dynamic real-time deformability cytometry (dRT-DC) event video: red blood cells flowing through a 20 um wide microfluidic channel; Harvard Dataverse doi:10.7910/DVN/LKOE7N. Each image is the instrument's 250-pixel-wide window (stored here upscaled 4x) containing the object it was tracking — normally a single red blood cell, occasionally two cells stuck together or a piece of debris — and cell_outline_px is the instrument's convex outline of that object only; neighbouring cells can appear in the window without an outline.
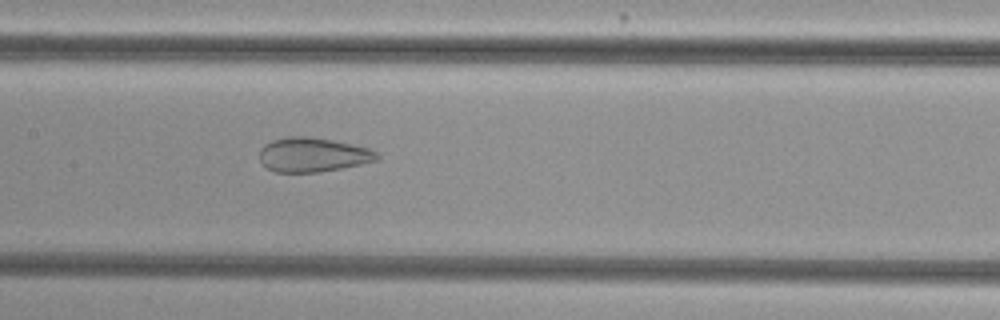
{"species": "common noctule bat (a hibernating species)", "species_latin": "Nyctalus noctula", "temperature_condition": "cold", "stored_images_in_passage": 40, "camera_frame_rate_fps": 3000, "um_per_image_px": 0.085, "animal": {"sex": "female", "body_mass_g": 29.2, "forearm_length_mm": 56.3}, "frame": {"image": 1, "passage_image": 13, "time_ms": 4.0, "image_size_px": [1000, 320], "cell_outline_px": [[380, 156], [376, 160], [360, 164], [320, 172], [276, 172], [268, 168], [260, 160], [260, 148], [264, 144], [272, 140], [288, 136], [308, 136], [332, 140], [352, 144], [368, 148], [376, 152]], "centroid_in_image_um": [26.57, 13.14], "position_along_channel_um": 180.8, "area_um2": 23.35}}
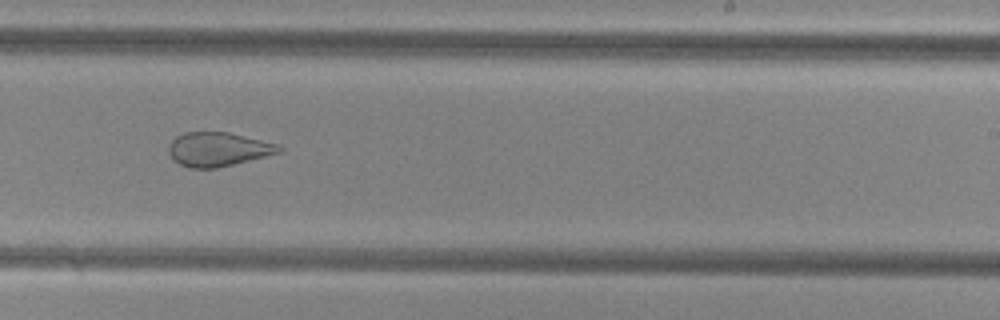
{"frame": {"image": 2, "passage_image": 20, "time_ms": 6.333, "image_size_px": [1000, 320], "cell_outline_px": [[284, 152], [216, 168], [192, 168], [180, 164], [172, 160], [168, 152], [168, 144], [176, 136], [184, 132], [228, 132], [280, 144], [284, 148]], "centroid_in_image_um": [18.56, 12.68], "position_along_channel_um": 270.4, "area_um2": 22.14}}
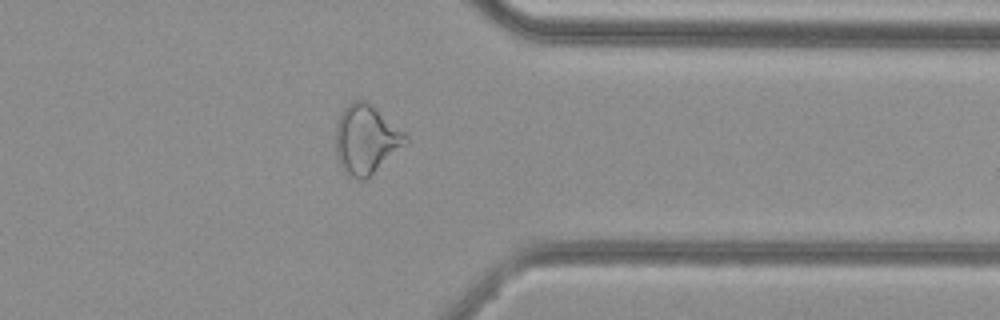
{"frame": {"image": 3, "passage_image": 29, "time_ms": 9.333, "image_size_px": [1000, 320], "cell_outline_px": [[408, 140], [368, 180], [360, 180], [344, 172], [336, 156], [336, 124], [340, 112], [352, 100], [364, 100], [372, 104], [404, 132], [408, 136]], "centroid_in_image_um": [31.09, 11.85], "position_along_channel_um": 380.3, "area_um2": 28.15}, "authors_computed_cell_mechanics": {"area_um2": 26.1834, "velocity_mm_per_s": 3.8503, "shape_relaxation_time_tau1_ms": null, "shape_relaxation_time_tau2_ms": 1.5598, "deformation_change_tau1": null, "deformation_change_tau2": 0.0907}}